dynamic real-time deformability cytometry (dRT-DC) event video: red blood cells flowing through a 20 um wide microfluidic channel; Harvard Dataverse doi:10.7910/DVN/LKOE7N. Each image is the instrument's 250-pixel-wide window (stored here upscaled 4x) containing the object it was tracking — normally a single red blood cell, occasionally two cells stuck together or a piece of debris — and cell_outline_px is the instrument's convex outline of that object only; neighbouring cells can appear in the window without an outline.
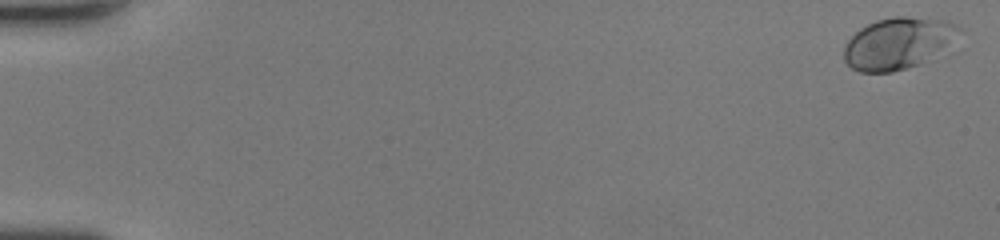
{"species": "human", "species_latin": "Homo sapiens", "temperature_condition": "room temperature", "stored_images_in_passage": 19, "camera_frame_rate_fps": 3000, "um_per_image_px": 0.085, "donor": {"sex": "female"}, "frame": {"image": 1, "passage_image": 2, "time_ms": 0.333, "image_size_px": [1000, 240], "cell_outline_px": [[960, 28], [944, 44], [916, 64], [892, 72], [860, 72], [852, 68], [844, 60], [844, 48], [848, 40], [860, 28], [876, 20], [892, 16], [908, 16], [948, 20], [956, 24]], "centroid_in_image_um": [76.18, 3.64], "position_along_channel_um": 8.8, "area_um2": 33.12}}
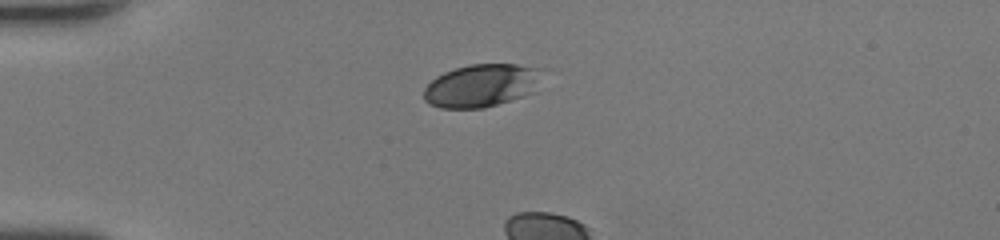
{"frame": {"image": 2, "passage_image": 15, "time_ms": 4.667, "image_size_px": [1000, 240], "cell_outline_px": [[544, 68], [532, 92], [524, 96], [484, 108], [440, 108], [428, 104], [424, 100], [424, 88], [436, 76], [444, 72], [456, 68], [472, 64], [516, 64]], "centroid_in_image_um": [40.9, 7.27], "position_along_channel_um": 44.1, "area_um2": 29.54}}